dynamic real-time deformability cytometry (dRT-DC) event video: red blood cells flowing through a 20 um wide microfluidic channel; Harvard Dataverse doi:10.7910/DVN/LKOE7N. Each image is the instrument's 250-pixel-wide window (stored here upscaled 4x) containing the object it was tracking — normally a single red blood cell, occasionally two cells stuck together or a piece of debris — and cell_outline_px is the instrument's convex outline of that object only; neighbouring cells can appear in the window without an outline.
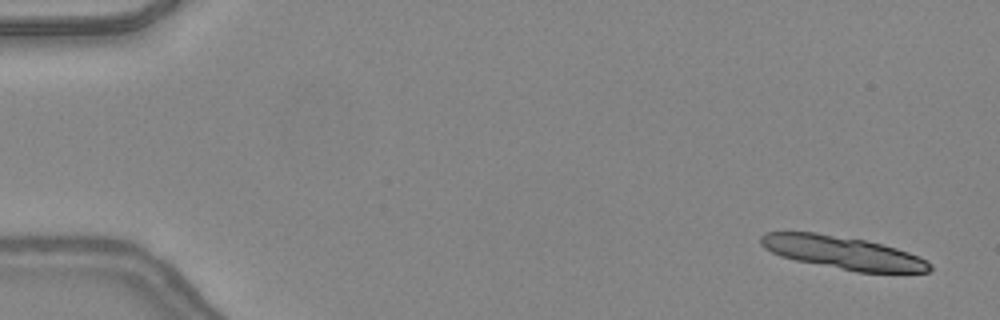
{"species": "common noctule bat (a hibernating species)", "species_latin": "Nyctalus noctula", "temperature_condition": "warm", "stored_images_in_passage": 14, "camera_frame_rate_fps": 3000, "um_per_image_px": 0.085, "animal": {"sex": "female", "body_mass_g": 24.6, "forearm_length_mm": 56.2}, "frame": {"image": 1, "passage_image": 3, "time_ms": 0.667, "image_size_px": [1000, 320], "cell_outline_px": [[932, 268], [928, 272], [856, 272], [796, 260], [780, 256], [764, 248], [760, 244], [760, 236], [764, 232], [816, 232], [864, 240], [896, 248], [908, 252], [932, 264]], "centroid_in_image_um": [71.59, 21.47], "position_along_channel_um": 13.4, "area_um2": 32.08}}